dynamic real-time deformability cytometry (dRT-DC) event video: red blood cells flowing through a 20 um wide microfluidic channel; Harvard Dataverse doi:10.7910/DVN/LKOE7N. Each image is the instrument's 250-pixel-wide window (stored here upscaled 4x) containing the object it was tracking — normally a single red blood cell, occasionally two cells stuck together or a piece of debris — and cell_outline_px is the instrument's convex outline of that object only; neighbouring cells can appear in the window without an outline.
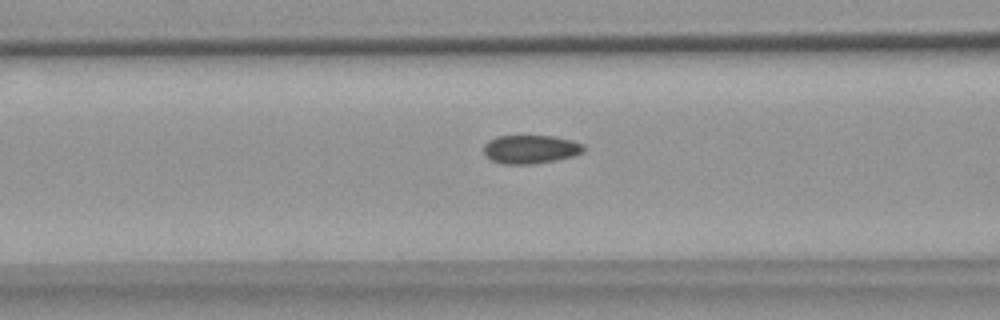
{"species": "common noctule bat (a hibernating species)", "species_latin": "Nyctalus noctula", "temperature_condition": "warm", "stored_images_in_passage": 55, "camera_frame_rate_fps": 3000, "um_per_image_px": 0.085, "animal": {"sex": "female", "body_mass_g": 18.4}, "frame": {"image": 1, "passage_image": 22, "time_ms": 7.0, "image_size_px": [1000, 320], "cell_outline_px": [[584, 152], [572, 156], [556, 160], [532, 164], [504, 164], [492, 160], [484, 152], [484, 144], [488, 140], [496, 136], [552, 136], [572, 140], [584, 144]], "centroid_in_image_um": [45.11, 12.68], "position_along_channel_um": 121.5, "area_um2": 16.59}}
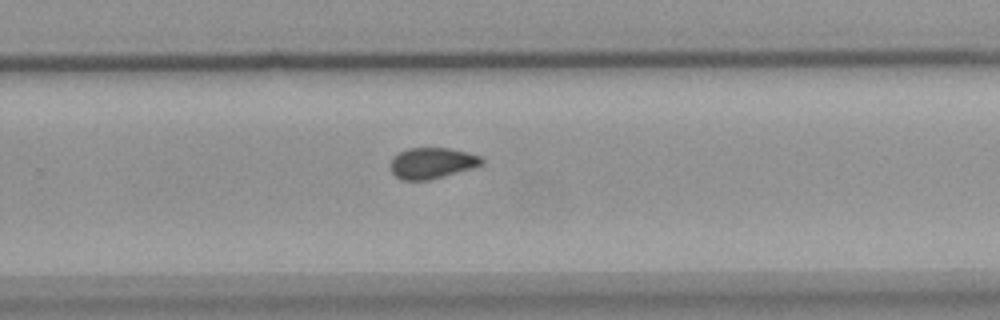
{"frame": {"image": 2, "passage_image": 36, "time_ms": 11.667, "image_size_px": [1000, 320], "cell_outline_px": [[484, 164], [472, 168], [428, 180], [400, 180], [392, 172], [392, 156], [408, 148], [448, 148], [468, 152], [480, 156], [484, 160]], "centroid_in_image_um": [36.73, 13.85], "position_along_channel_um": 293.1, "area_um2": 16.36}}
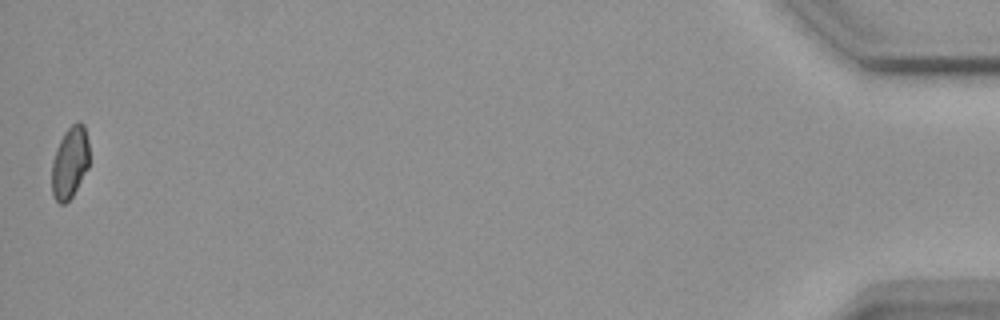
{"frame": {"image": 3, "passage_image": 55, "time_ms": 18.0, "image_size_px": [1000, 320], "cell_outline_px": [[88, 168], [72, 196], [64, 204], [60, 204], [52, 196], [52, 160], [56, 148], [64, 132], [76, 120], [80, 120], [84, 124], [88, 140]], "centroid_in_image_um": [5.93, 13.78], "position_along_channel_um": 429.3, "area_um2": 15.78}, "authors_computed_cell_mechanics": {"area_um2": 16.762, "velocity_mm_per_s": 3.6912, "shape_relaxation_time_tau1_ms": null, "shape_relaxation_time_tau2_ms": 2.1326, "deformation_change_tau1": null, "deformation_change_tau2": 0.0533}}